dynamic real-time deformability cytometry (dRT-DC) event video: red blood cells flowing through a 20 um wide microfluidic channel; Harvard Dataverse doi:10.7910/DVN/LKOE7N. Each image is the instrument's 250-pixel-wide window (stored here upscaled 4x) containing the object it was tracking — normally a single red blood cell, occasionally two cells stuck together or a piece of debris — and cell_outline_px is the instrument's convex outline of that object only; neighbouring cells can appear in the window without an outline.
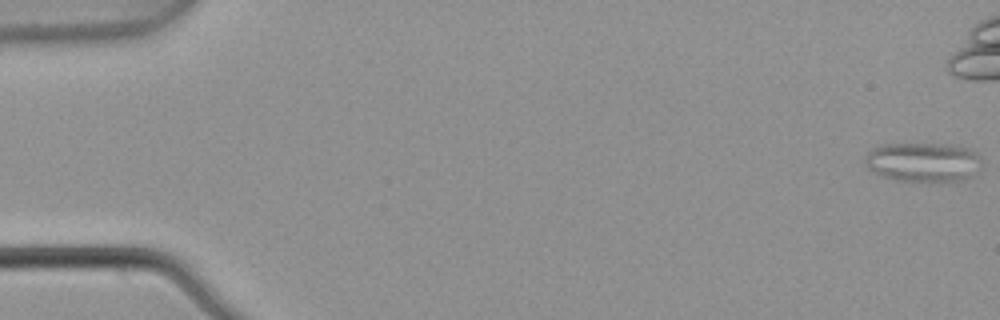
{"species": "common noctule bat (a hibernating species)", "species_latin": "Nyctalus noctula", "temperature_condition": "warm", "stored_images_in_passage": 5, "camera_frame_rate_fps": 3000, "um_per_image_px": 0.085, "animal": {"sex": "male", "body_mass_g": 21.5, "forearm_length_mm": 52.0}, "frame": {"image": 1, "passage_image": 1, "time_ms": 0.0, "image_size_px": [1000, 320], "cell_outline_px": [[980, 168], [972, 176], [964, 180], [928, 184], [896, 180], [880, 176], [872, 172], [868, 168], [864, 160], [868, 152], [872, 148], [880, 144], [940, 144], [968, 148], [976, 152], [980, 156]], "centroid_in_image_um": [78.45, 13.82], "position_along_channel_um": 6.5, "area_um2": 27.57}}